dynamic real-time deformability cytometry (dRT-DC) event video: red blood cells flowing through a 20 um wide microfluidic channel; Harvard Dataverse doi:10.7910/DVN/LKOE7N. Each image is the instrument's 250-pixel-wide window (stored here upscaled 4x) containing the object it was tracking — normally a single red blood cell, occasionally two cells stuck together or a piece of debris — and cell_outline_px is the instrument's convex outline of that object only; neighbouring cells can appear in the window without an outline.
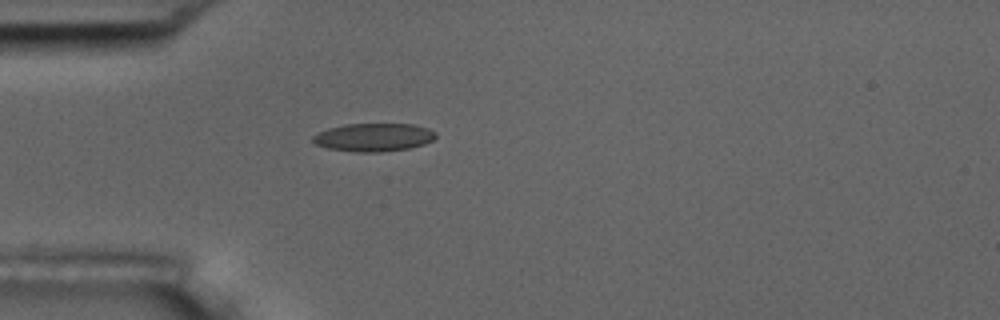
{"species": "common noctule bat (a hibernating species)", "species_latin": "Nyctalus noctula", "temperature_condition": "room temperature", "stored_images_in_passage": 1, "camera_frame_rate_fps": 3000, "um_per_image_px": 0.085, "animal": {"sex": "male", "body_mass_g": 17.5, "forearm_length_mm": 52.3}, "frame": {"image": 1, "passage_image": 1, "time_ms": 0.0, "image_size_px": [1000, 320], "cell_outline_px": [[436, 136], [432, 140], [424, 144], [408, 148], [380, 152], [356, 152], [328, 148], [316, 144], [312, 140], [312, 136], [328, 128], [344, 124], [412, 124], [428, 128], [436, 132]], "centroid_in_image_um": [31.76, 11.66], "position_along_channel_um": 53.2, "area_um2": 20.06}}